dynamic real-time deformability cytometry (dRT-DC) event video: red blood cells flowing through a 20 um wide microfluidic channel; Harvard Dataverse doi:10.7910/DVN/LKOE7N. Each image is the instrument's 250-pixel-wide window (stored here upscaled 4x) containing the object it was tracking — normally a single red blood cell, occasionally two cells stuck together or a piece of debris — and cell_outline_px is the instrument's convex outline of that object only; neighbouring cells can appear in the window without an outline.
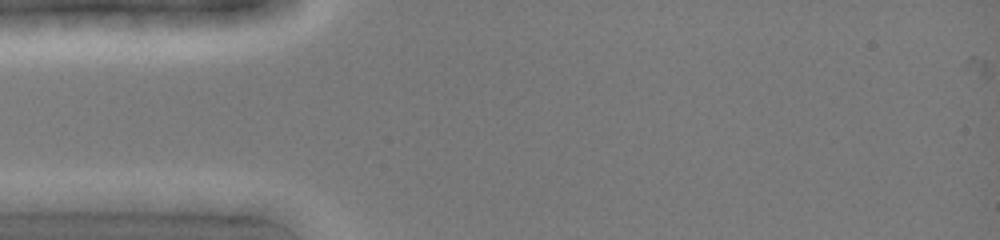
{"species": "common noctule bat (a hibernating species)", "species_latin": "Nyctalus noctula", "temperature_condition": "cold", "stored_images_in_passage": 1, "camera_frame_rate_fps": 3000, "um_per_image_px": 0.085, "animal": {"sex": "female", "body_mass_g": 19.0, "forearm_length_mm": 51.5}, "frame": {"image": 1, "passage_image": 1, "time_ms": 0.0, "image_size_px": [1000, 240], "cell_outline_px": [[252, 204], [244, 216], [220, 216], [176, 208], [160, 200], [180, 192], [188, 192], [252, 196]], "centroid_in_image_um": [17.94, 17.29], "position_along_channel_um": 67.1, "area_um2": 11.44}}